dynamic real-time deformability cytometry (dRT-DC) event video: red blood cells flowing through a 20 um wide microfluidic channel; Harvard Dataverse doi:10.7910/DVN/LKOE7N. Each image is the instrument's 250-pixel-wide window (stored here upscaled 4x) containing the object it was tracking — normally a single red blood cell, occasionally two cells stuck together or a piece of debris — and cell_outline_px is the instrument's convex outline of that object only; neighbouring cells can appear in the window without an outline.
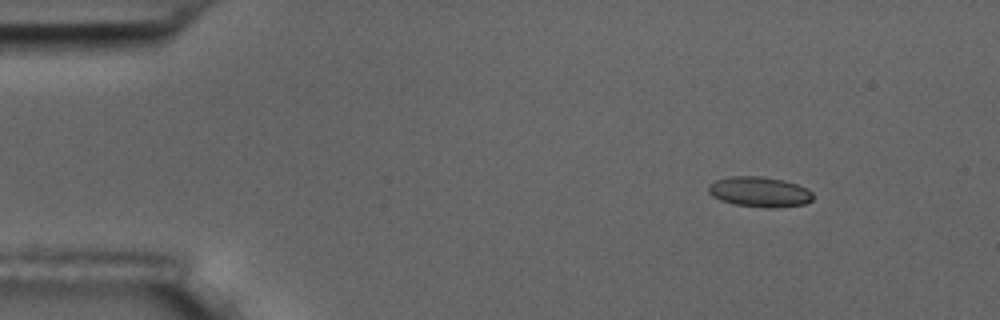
{"species": "common noctule bat (a hibernating species)", "species_latin": "Nyctalus noctula", "temperature_condition": "room temperature", "stored_images_in_passage": 3, "camera_frame_rate_fps": 3000, "um_per_image_px": 0.085, "animal": {"sex": "male", "body_mass_g": 17.5, "forearm_length_mm": 52.3}, "frame": {"image": 1, "passage_image": 1, "time_ms": 0.0, "image_size_px": [1000, 320], "cell_outline_px": [[812, 200], [804, 204], [776, 208], [764, 208], [736, 204], [720, 200], [712, 196], [708, 192], [708, 184], [716, 180], [732, 176], [760, 176], [784, 180], [808, 188], [812, 192]], "centroid_in_image_um": [64.56, 16.31], "position_along_channel_um": 20.4, "area_um2": 18.5}}